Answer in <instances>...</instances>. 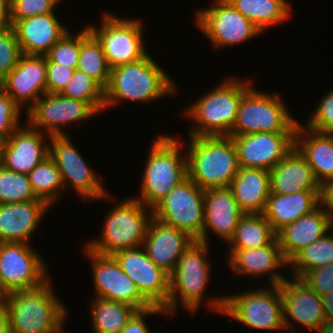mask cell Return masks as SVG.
I'll list each match as a JSON object with an SVG mask.
<instances>
[{"label":"cell","instance_id":"obj_21","mask_svg":"<svg viewBox=\"0 0 333 333\" xmlns=\"http://www.w3.org/2000/svg\"><path fill=\"white\" fill-rule=\"evenodd\" d=\"M25 125L18 127L7 138L0 164L28 175L37 164L49 156L48 142L51 136L32 128L27 122ZM45 137H48V141Z\"/></svg>","mask_w":333,"mask_h":333},{"label":"cell","instance_id":"obj_45","mask_svg":"<svg viewBox=\"0 0 333 333\" xmlns=\"http://www.w3.org/2000/svg\"><path fill=\"white\" fill-rule=\"evenodd\" d=\"M300 280L319 296L327 295L333 290V263L307 271Z\"/></svg>","mask_w":333,"mask_h":333},{"label":"cell","instance_id":"obj_5","mask_svg":"<svg viewBox=\"0 0 333 333\" xmlns=\"http://www.w3.org/2000/svg\"><path fill=\"white\" fill-rule=\"evenodd\" d=\"M188 177L202 189L229 187L238 174L235 144L229 136H189Z\"/></svg>","mask_w":333,"mask_h":333},{"label":"cell","instance_id":"obj_31","mask_svg":"<svg viewBox=\"0 0 333 333\" xmlns=\"http://www.w3.org/2000/svg\"><path fill=\"white\" fill-rule=\"evenodd\" d=\"M229 188L244 214H262L271 192L269 170L240 167Z\"/></svg>","mask_w":333,"mask_h":333},{"label":"cell","instance_id":"obj_36","mask_svg":"<svg viewBox=\"0 0 333 333\" xmlns=\"http://www.w3.org/2000/svg\"><path fill=\"white\" fill-rule=\"evenodd\" d=\"M329 233V234H328ZM333 263V231L299 251L290 261L292 277L300 279L307 271ZM294 275V276H293Z\"/></svg>","mask_w":333,"mask_h":333},{"label":"cell","instance_id":"obj_19","mask_svg":"<svg viewBox=\"0 0 333 333\" xmlns=\"http://www.w3.org/2000/svg\"><path fill=\"white\" fill-rule=\"evenodd\" d=\"M292 278L287 277L279 284L286 333H297L296 323L314 331L326 322L322 298L302 280Z\"/></svg>","mask_w":333,"mask_h":333},{"label":"cell","instance_id":"obj_32","mask_svg":"<svg viewBox=\"0 0 333 333\" xmlns=\"http://www.w3.org/2000/svg\"><path fill=\"white\" fill-rule=\"evenodd\" d=\"M228 1L263 33L272 25L287 21L292 13L291 5L286 0Z\"/></svg>","mask_w":333,"mask_h":333},{"label":"cell","instance_id":"obj_39","mask_svg":"<svg viewBox=\"0 0 333 333\" xmlns=\"http://www.w3.org/2000/svg\"><path fill=\"white\" fill-rule=\"evenodd\" d=\"M38 199L27 174L15 172L0 164V204H11Z\"/></svg>","mask_w":333,"mask_h":333},{"label":"cell","instance_id":"obj_6","mask_svg":"<svg viewBox=\"0 0 333 333\" xmlns=\"http://www.w3.org/2000/svg\"><path fill=\"white\" fill-rule=\"evenodd\" d=\"M263 286L259 289L239 291L240 293L208 298V310L229 316L235 322L253 329L282 331L286 328L283 318V304L279 285ZM219 296V298H218ZM284 330V332H283Z\"/></svg>","mask_w":333,"mask_h":333},{"label":"cell","instance_id":"obj_11","mask_svg":"<svg viewBox=\"0 0 333 333\" xmlns=\"http://www.w3.org/2000/svg\"><path fill=\"white\" fill-rule=\"evenodd\" d=\"M205 190L189 177L175 186L153 208V217L199 240L204 229Z\"/></svg>","mask_w":333,"mask_h":333},{"label":"cell","instance_id":"obj_7","mask_svg":"<svg viewBox=\"0 0 333 333\" xmlns=\"http://www.w3.org/2000/svg\"><path fill=\"white\" fill-rule=\"evenodd\" d=\"M117 202L113 209L106 212L101 239H92L85 245L97 254L113 256L121 250L143 245L149 222L153 217L152 208L144 206L133 197Z\"/></svg>","mask_w":333,"mask_h":333},{"label":"cell","instance_id":"obj_12","mask_svg":"<svg viewBox=\"0 0 333 333\" xmlns=\"http://www.w3.org/2000/svg\"><path fill=\"white\" fill-rule=\"evenodd\" d=\"M71 139L68 134L54 135L49 142V157L59 169L64 189L67 190L69 184L84 201L108 200L111 196L108 189L103 187L96 171L88 166Z\"/></svg>","mask_w":333,"mask_h":333},{"label":"cell","instance_id":"obj_16","mask_svg":"<svg viewBox=\"0 0 333 333\" xmlns=\"http://www.w3.org/2000/svg\"><path fill=\"white\" fill-rule=\"evenodd\" d=\"M82 250L92 265L95 298L125 303L137 310H144L152 306L140 294L136 284L121 269L113 256L97 254L86 246Z\"/></svg>","mask_w":333,"mask_h":333},{"label":"cell","instance_id":"obj_49","mask_svg":"<svg viewBox=\"0 0 333 333\" xmlns=\"http://www.w3.org/2000/svg\"><path fill=\"white\" fill-rule=\"evenodd\" d=\"M12 26L11 8L6 0H0V29Z\"/></svg>","mask_w":333,"mask_h":333},{"label":"cell","instance_id":"obj_17","mask_svg":"<svg viewBox=\"0 0 333 333\" xmlns=\"http://www.w3.org/2000/svg\"><path fill=\"white\" fill-rule=\"evenodd\" d=\"M113 257L152 306L164 308L168 304L169 275L149 259L142 246L121 250Z\"/></svg>","mask_w":333,"mask_h":333},{"label":"cell","instance_id":"obj_23","mask_svg":"<svg viewBox=\"0 0 333 333\" xmlns=\"http://www.w3.org/2000/svg\"><path fill=\"white\" fill-rule=\"evenodd\" d=\"M228 252V267L236 272L235 274L255 278L266 275L271 285H279L286 279L285 274H281L278 269L286 266L288 268L289 262L285 259L276 237L268 245L259 248L229 249Z\"/></svg>","mask_w":333,"mask_h":333},{"label":"cell","instance_id":"obj_46","mask_svg":"<svg viewBox=\"0 0 333 333\" xmlns=\"http://www.w3.org/2000/svg\"><path fill=\"white\" fill-rule=\"evenodd\" d=\"M74 74L73 68L55 62H46L47 93L59 94Z\"/></svg>","mask_w":333,"mask_h":333},{"label":"cell","instance_id":"obj_42","mask_svg":"<svg viewBox=\"0 0 333 333\" xmlns=\"http://www.w3.org/2000/svg\"><path fill=\"white\" fill-rule=\"evenodd\" d=\"M61 0H15L11 5L12 26L18 21L33 16L54 13Z\"/></svg>","mask_w":333,"mask_h":333},{"label":"cell","instance_id":"obj_28","mask_svg":"<svg viewBox=\"0 0 333 333\" xmlns=\"http://www.w3.org/2000/svg\"><path fill=\"white\" fill-rule=\"evenodd\" d=\"M270 191L274 194H292L299 191H321V185L305 157L294 147L269 171Z\"/></svg>","mask_w":333,"mask_h":333},{"label":"cell","instance_id":"obj_25","mask_svg":"<svg viewBox=\"0 0 333 333\" xmlns=\"http://www.w3.org/2000/svg\"><path fill=\"white\" fill-rule=\"evenodd\" d=\"M51 207L43 200L0 204V243H28Z\"/></svg>","mask_w":333,"mask_h":333},{"label":"cell","instance_id":"obj_50","mask_svg":"<svg viewBox=\"0 0 333 333\" xmlns=\"http://www.w3.org/2000/svg\"><path fill=\"white\" fill-rule=\"evenodd\" d=\"M323 302V311L326 322H333V290L327 295L321 297Z\"/></svg>","mask_w":333,"mask_h":333},{"label":"cell","instance_id":"obj_22","mask_svg":"<svg viewBox=\"0 0 333 333\" xmlns=\"http://www.w3.org/2000/svg\"><path fill=\"white\" fill-rule=\"evenodd\" d=\"M195 241L187 232L152 217L142 247L149 259L170 276L182 254Z\"/></svg>","mask_w":333,"mask_h":333},{"label":"cell","instance_id":"obj_52","mask_svg":"<svg viewBox=\"0 0 333 333\" xmlns=\"http://www.w3.org/2000/svg\"><path fill=\"white\" fill-rule=\"evenodd\" d=\"M317 333H333V322H325L315 330Z\"/></svg>","mask_w":333,"mask_h":333},{"label":"cell","instance_id":"obj_27","mask_svg":"<svg viewBox=\"0 0 333 333\" xmlns=\"http://www.w3.org/2000/svg\"><path fill=\"white\" fill-rule=\"evenodd\" d=\"M331 230L330 218L320 204L317 208L276 233L278 244L289 262L299 251Z\"/></svg>","mask_w":333,"mask_h":333},{"label":"cell","instance_id":"obj_8","mask_svg":"<svg viewBox=\"0 0 333 333\" xmlns=\"http://www.w3.org/2000/svg\"><path fill=\"white\" fill-rule=\"evenodd\" d=\"M209 247L207 243L196 240L178 260L174 272L169 276V301L163 308L167 315L177 313L179 301L185 311L195 313L199 310L211 277V263L207 260Z\"/></svg>","mask_w":333,"mask_h":333},{"label":"cell","instance_id":"obj_24","mask_svg":"<svg viewBox=\"0 0 333 333\" xmlns=\"http://www.w3.org/2000/svg\"><path fill=\"white\" fill-rule=\"evenodd\" d=\"M243 215L229 187L205 189L204 229L198 241L209 244L207 231L211 230L227 244Z\"/></svg>","mask_w":333,"mask_h":333},{"label":"cell","instance_id":"obj_2","mask_svg":"<svg viewBox=\"0 0 333 333\" xmlns=\"http://www.w3.org/2000/svg\"><path fill=\"white\" fill-rule=\"evenodd\" d=\"M226 77L213 90L187 106L184 115L195 122L188 136H229L235 125L242 96L253 86L245 78ZM252 83V84H251Z\"/></svg>","mask_w":333,"mask_h":333},{"label":"cell","instance_id":"obj_53","mask_svg":"<svg viewBox=\"0 0 333 333\" xmlns=\"http://www.w3.org/2000/svg\"><path fill=\"white\" fill-rule=\"evenodd\" d=\"M7 296H8V293L6 292L5 288L2 286V282L0 279V304L5 302Z\"/></svg>","mask_w":333,"mask_h":333},{"label":"cell","instance_id":"obj_38","mask_svg":"<svg viewBox=\"0 0 333 333\" xmlns=\"http://www.w3.org/2000/svg\"><path fill=\"white\" fill-rule=\"evenodd\" d=\"M60 95L89 103L98 113L104 111L105 89L92 77L79 69L59 93Z\"/></svg>","mask_w":333,"mask_h":333},{"label":"cell","instance_id":"obj_20","mask_svg":"<svg viewBox=\"0 0 333 333\" xmlns=\"http://www.w3.org/2000/svg\"><path fill=\"white\" fill-rule=\"evenodd\" d=\"M0 87L21 109L26 107L27 112L47 93L46 56L23 54L17 65L0 81Z\"/></svg>","mask_w":333,"mask_h":333},{"label":"cell","instance_id":"obj_13","mask_svg":"<svg viewBox=\"0 0 333 333\" xmlns=\"http://www.w3.org/2000/svg\"><path fill=\"white\" fill-rule=\"evenodd\" d=\"M212 4L197 10L195 26L214 48L239 45L263 33L228 0H213Z\"/></svg>","mask_w":333,"mask_h":333},{"label":"cell","instance_id":"obj_34","mask_svg":"<svg viewBox=\"0 0 333 333\" xmlns=\"http://www.w3.org/2000/svg\"><path fill=\"white\" fill-rule=\"evenodd\" d=\"M91 304L93 333H121L137 311L131 305L93 297Z\"/></svg>","mask_w":333,"mask_h":333},{"label":"cell","instance_id":"obj_48","mask_svg":"<svg viewBox=\"0 0 333 333\" xmlns=\"http://www.w3.org/2000/svg\"><path fill=\"white\" fill-rule=\"evenodd\" d=\"M320 201L331 220L333 218V180L322 185Z\"/></svg>","mask_w":333,"mask_h":333},{"label":"cell","instance_id":"obj_9","mask_svg":"<svg viewBox=\"0 0 333 333\" xmlns=\"http://www.w3.org/2000/svg\"><path fill=\"white\" fill-rule=\"evenodd\" d=\"M272 94L251 87L242 96L237 119L229 136L257 132L295 133L299 121L291 115L280 95Z\"/></svg>","mask_w":333,"mask_h":333},{"label":"cell","instance_id":"obj_10","mask_svg":"<svg viewBox=\"0 0 333 333\" xmlns=\"http://www.w3.org/2000/svg\"><path fill=\"white\" fill-rule=\"evenodd\" d=\"M100 20L99 28L93 24L87 27L100 42L111 68L138 61L147 54L143 22L139 18H120L104 13Z\"/></svg>","mask_w":333,"mask_h":333},{"label":"cell","instance_id":"obj_29","mask_svg":"<svg viewBox=\"0 0 333 333\" xmlns=\"http://www.w3.org/2000/svg\"><path fill=\"white\" fill-rule=\"evenodd\" d=\"M295 147L305 157L321 186L333 180V134L316 132L298 122Z\"/></svg>","mask_w":333,"mask_h":333},{"label":"cell","instance_id":"obj_15","mask_svg":"<svg viewBox=\"0 0 333 333\" xmlns=\"http://www.w3.org/2000/svg\"><path fill=\"white\" fill-rule=\"evenodd\" d=\"M99 114L89 103L60 94H43L25 113L26 122L49 136L67 135L65 127ZM80 121V122H79Z\"/></svg>","mask_w":333,"mask_h":333},{"label":"cell","instance_id":"obj_55","mask_svg":"<svg viewBox=\"0 0 333 333\" xmlns=\"http://www.w3.org/2000/svg\"><path fill=\"white\" fill-rule=\"evenodd\" d=\"M331 230L333 231V218L330 220Z\"/></svg>","mask_w":333,"mask_h":333},{"label":"cell","instance_id":"obj_26","mask_svg":"<svg viewBox=\"0 0 333 333\" xmlns=\"http://www.w3.org/2000/svg\"><path fill=\"white\" fill-rule=\"evenodd\" d=\"M19 46L24 55L45 56L67 32L55 13L18 20L14 25Z\"/></svg>","mask_w":333,"mask_h":333},{"label":"cell","instance_id":"obj_1","mask_svg":"<svg viewBox=\"0 0 333 333\" xmlns=\"http://www.w3.org/2000/svg\"><path fill=\"white\" fill-rule=\"evenodd\" d=\"M147 53L138 61L111 68L110 79L105 88L106 109L128 102H152L162 97L174 96L176 84ZM173 80V81H172Z\"/></svg>","mask_w":333,"mask_h":333},{"label":"cell","instance_id":"obj_47","mask_svg":"<svg viewBox=\"0 0 333 333\" xmlns=\"http://www.w3.org/2000/svg\"><path fill=\"white\" fill-rule=\"evenodd\" d=\"M154 314H166V316H168L163 308L157 306H151L144 310H137L128 320L121 333H151V330H149L147 322L145 321V317ZM152 333L154 332L152 331Z\"/></svg>","mask_w":333,"mask_h":333},{"label":"cell","instance_id":"obj_41","mask_svg":"<svg viewBox=\"0 0 333 333\" xmlns=\"http://www.w3.org/2000/svg\"><path fill=\"white\" fill-rule=\"evenodd\" d=\"M22 55L13 26L0 29V81L17 65Z\"/></svg>","mask_w":333,"mask_h":333},{"label":"cell","instance_id":"obj_54","mask_svg":"<svg viewBox=\"0 0 333 333\" xmlns=\"http://www.w3.org/2000/svg\"><path fill=\"white\" fill-rule=\"evenodd\" d=\"M6 141H7V138L0 133V160H1L4 148H5Z\"/></svg>","mask_w":333,"mask_h":333},{"label":"cell","instance_id":"obj_44","mask_svg":"<svg viewBox=\"0 0 333 333\" xmlns=\"http://www.w3.org/2000/svg\"><path fill=\"white\" fill-rule=\"evenodd\" d=\"M21 108L0 87V133L8 138L18 127Z\"/></svg>","mask_w":333,"mask_h":333},{"label":"cell","instance_id":"obj_18","mask_svg":"<svg viewBox=\"0 0 333 333\" xmlns=\"http://www.w3.org/2000/svg\"><path fill=\"white\" fill-rule=\"evenodd\" d=\"M237 150L239 167L271 170L295 147V133H252L229 136Z\"/></svg>","mask_w":333,"mask_h":333},{"label":"cell","instance_id":"obj_33","mask_svg":"<svg viewBox=\"0 0 333 333\" xmlns=\"http://www.w3.org/2000/svg\"><path fill=\"white\" fill-rule=\"evenodd\" d=\"M77 69L95 79L104 89L110 79L109 66L102 46L87 25L80 30V52Z\"/></svg>","mask_w":333,"mask_h":333},{"label":"cell","instance_id":"obj_30","mask_svg":"<svg viewBox=\"0 0 333 333\" xmlns=\"http://www.w3.org/2000/svg\"><path fill=\"white\" fill-rule=\"evenodd\" d=\"M320 195L321 191H299L292 194L270 192L262 214L277 233L317 208L321 204Z\"/></svg>","mask_w":333,"mask_h":333},{"label":"cell","instance_id":"obj_3","mask_svg":"<svg viewBox=\"0 0 333 333\" xmlns=\"http://www.w3.org/2000/svg\"><path fill=\"white\" fill-rule=\"evenodd\" d=\"M4 305L11 333H66L68 309L54 294L51 280L35 289L9 293Z\"/></svg>","mask_w":333,"mask_h":333},{"label":"cell","instance_id":"obj_4","mask_svg":"<svg viewBox=\"0 0 333 333\" xmlns=\"http://www.w3.org/2000/svg\"><path fill=\"white\" fill-rule=\"evenodd\" d=\"M160 135L151 143L143 172L140 195L133 197L144 206L153 208L175 186L188 177L187 153L182 154L185 139ZM183 141V142H182ZM182 142V143H181Z\"/></svg>","mask_w":333,"mask_h":333},{"label":"cell","instance_id":"obj_51","mask_svg":"<svg viewBox=\"0 0 333 333\" xmlns=\"http://www.w3.org/2000/svg\"><path fill=\"white\" fill-rule=\"evenodd\" d=\"M0 333H11L9 316L4 303L0 304Z\"/></svg>","mask_w":333,"mask_h":333},{"label":"cell","instance_id":"obj_37","mask_svg":"<svg viewBox=\"0 0 333 333\" xmlns=\"http://www.w3.org/2000/svg\"><path fill=\"white\" fill-rule=\"evenodd\" d=\"M28 178L38 199L45 201L50 207L57 205L61 193L65 190L59 169L49 156L31 170Z\"/></svg>","mask_w":333,"mask_h":333},{"label":"cell","instance_id":"obj_40","mask_svg":"<svg viewBox=\"0 0 333 333\" xmlns=\"http://www.w3.org/2000/svg\"><path fill=\"white\" fill-rule=\"evenodd\" d=\"M80 52V31L76 34L66 32L45 55L46 62H55L74 70L78 65Z\"/></svg>","mask_w":333,"mask_h":333},{"label":"cell","instance_id":"obj_35","mask_svg":"<svg viewBox=\"0 0 333 333\" xmlns=\"http://www.w3.org/2000/svg\"><path fill=\"white\" fill-rule=\"evenodd\" d=\"M275 237L263 214H244L227 244L229 249H254L268 245Z\"/></svg>","mask_w":333,"mask_h":333},{"label":"cell","instance_id":"obj_14","mask_svg":"<svg viewBox=\"0 0 333 333\" xmlns=\"http://www.w3.org/2000/svg\"><path fill=\"white\" fill-rule=\"evenodd\" d=\"M35 251L28 243H0V279L8 294L35 289L50 280L48 264Z\"/></svg>","mask_w":333,"mask_h":333},{"label":"cell","instance_id":"obj_43","mask_svg":"<svg viewBox=\"0 0 333 333\" xmlns=\"http://www.w3.org/2000/svg\"><path fill=\"white\" fill-rule=\"evenodd\" d=\"M303 125L316 132L333 134V88L322 97L306 124Z\"/></svg>","mask_w":333,"mask_h":333},{"label":"cell","instance_id":"obj_56","mask_svg":"<svg viewBox=\"0 0 333 333\" xmlns=\"http://www.w3.org/2000/svg\"><path fill=\"white\" fill-rule=\"evenodd\" d=\"M10 5L15 1V0H6Z\"/></svg>","mask_w":333,"mask_h":333}]
</instances>
